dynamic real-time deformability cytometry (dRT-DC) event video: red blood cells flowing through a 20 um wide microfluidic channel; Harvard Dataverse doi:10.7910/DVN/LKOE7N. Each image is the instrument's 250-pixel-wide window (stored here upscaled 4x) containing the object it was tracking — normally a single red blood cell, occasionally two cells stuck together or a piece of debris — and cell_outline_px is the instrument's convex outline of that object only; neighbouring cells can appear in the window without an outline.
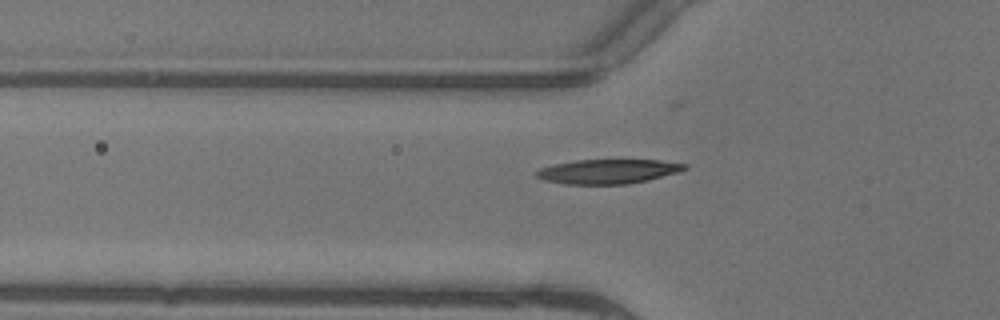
{"species": "common noctule bat (a hibernating species)", "species_latin": "Nyctalus noctula", "temperature_condition": "warm", "stored_images_in_passage": 5, "camera_frame_rate_fps": 3000, "um_per_image_px": 0.085, "animal": {"sex": "female"}, "frame": {"image": 1, "passage_image": 5, "time_ms": 1.333, "image_size_px": [1000, 320], "cell_outline_px": [[688, 168], [680, 172], [648, 180], [628, 184], [564, 184], [544, 180], [536, 176], [536, 172], [540, 168], [552, 164], [576, 160], [660, 160], [688, 164]], "centroid_in_image_um": [51.71, 14.57], "position_along_channel_um": 74.1, "area_um2": 21.21}}